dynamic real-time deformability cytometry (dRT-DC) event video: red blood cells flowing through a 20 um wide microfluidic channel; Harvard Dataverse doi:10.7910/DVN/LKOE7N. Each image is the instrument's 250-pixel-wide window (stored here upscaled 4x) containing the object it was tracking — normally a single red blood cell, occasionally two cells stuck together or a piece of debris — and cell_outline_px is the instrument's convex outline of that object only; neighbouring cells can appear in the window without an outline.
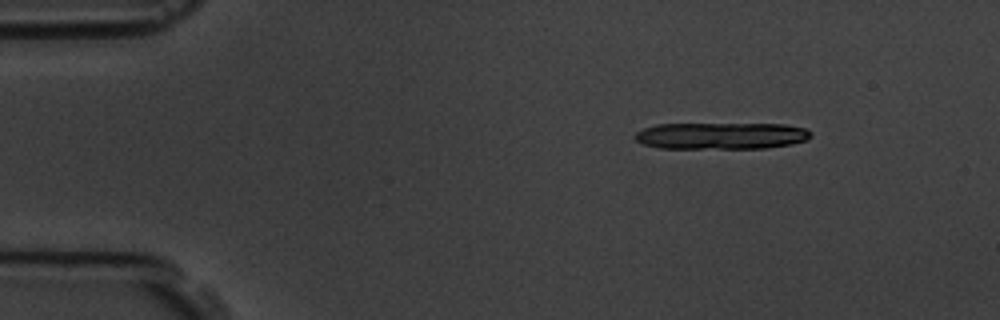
{"species": "common noctule bat (a hibernating species)", "species_latin": "Nyctalus noctula", "temperature_condition": "room temperature", "stored_images_in_passage": 8, "segment_of_instrument_passage": [1, 2], "camera_frame_rate_fps": 3000, "um_per_image_px": 0.085, "animal": {"sex": "male", "body_mass_g": 19.5, "forearm_length_mm": 54.6}, "frame": {"image": 1, "passage_image": 1, "time_ms": 0.0, "image_size_px": [1000, 320], "cell_outline_px": [[812, 136], [808, 140], [792, 144], [768, 148], [660, 148], [644, 144], [636, 140], [632, 136], [636, 132], [644, 128], [656, 124], [784, 124], [804, 128], [812, 132]], "centroid_in_image_um": [61.32, 11.54], "position_along_channel_um": 23.7, "area_um2": 27.57}}